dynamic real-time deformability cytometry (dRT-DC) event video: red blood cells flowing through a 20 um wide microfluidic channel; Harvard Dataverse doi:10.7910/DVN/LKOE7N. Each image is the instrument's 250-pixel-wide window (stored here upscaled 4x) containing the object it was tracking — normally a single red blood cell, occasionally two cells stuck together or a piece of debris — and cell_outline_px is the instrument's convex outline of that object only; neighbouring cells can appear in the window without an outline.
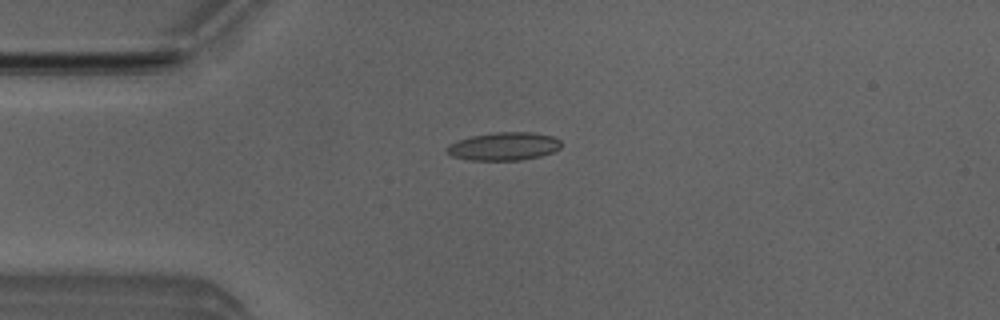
{"species": "Egyptian fruit bat (a non-hibernating species)", "species_latin": "Rousettus aegyptiacus", "temperature_condition": "room temperature", "stored_images_in_passage": 6, "camera_frame_rate_fps": 3000, "um_per_image_px": 0.085, "animal": {"sex": "male"}, "frame": {"image": 1, "passage_image": 4, "time_ms": 3.333, "image_size_px": [1000, 320], "cell_outline_px": [[560, 148], [552, 152], [540, 156], [520, 160], [472, 160], [452, 156], [444, 152], [444, 148], [448, 144], [472, 136], [496, 132], [532, 132], [552, 136], [560, 140]], "centroid_in_image_um": [42.8, 12.44], "position_along_channel_um": 42.2, "area_um2": 18.67}}